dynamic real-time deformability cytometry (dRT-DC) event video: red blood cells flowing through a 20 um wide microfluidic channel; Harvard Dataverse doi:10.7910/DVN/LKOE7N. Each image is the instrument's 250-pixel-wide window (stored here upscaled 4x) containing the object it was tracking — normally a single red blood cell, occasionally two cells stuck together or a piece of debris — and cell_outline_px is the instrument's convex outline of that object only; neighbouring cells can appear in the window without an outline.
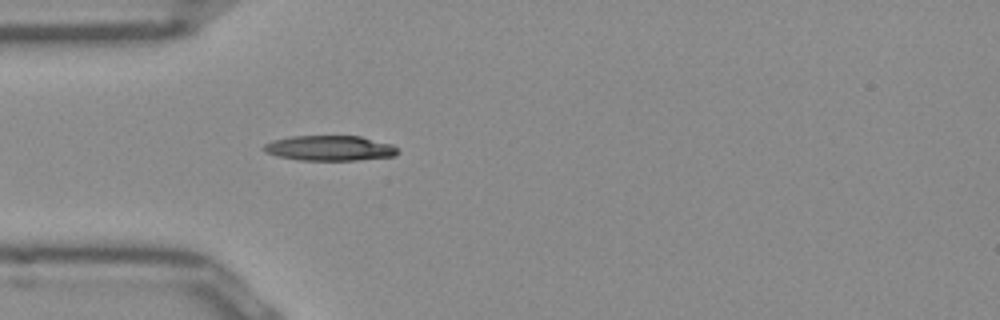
{"species": "Egyptian fruit bat (a non-hibernating species)", "species_latin": "Rousettus aegyptiacus", "temperature_condition": "room temperature", "stored_images_in_passage": 37, "camera_frame_rate_fps": 3000, "um_per_image_px": 0.085, "frame": {"image": 1, "passage_image": 1, "time_ms": 0.0, "image_size_px": [1000, 320], "cell_outline_px": [[400, 152], [396, 156], [356, 160], [300, 160], [276, 156], [264, 152], [260, 148], [264, 144], [272, 140], [292, 136], [360, 136], [392, 144], [400, 148]], "centroid_in_image_um": [28.03, 12.59], "position_along_channel_um": 57.0, "area_um2": 19.94}}
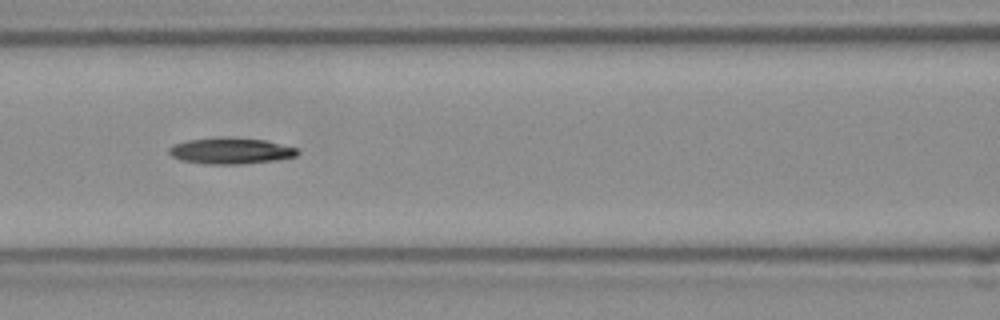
{"frame": {"image": 2, "passage_image": 8, "time_ms": 2.333, "image_size_px": [1000, 320], "cell_outline_px": [[300, 152], [296, 156], [276, 160], [240, 164], [204, 164], [180, 160], [172, 156], [168, 152], [168, 148], [172, 144], [188, 140], [216, 136], [228, 136], [264, 140], [296, 148]], "centroid_in_image_um": [19.55, 12.81], "position_along_channel_um": 147.0, "area_um2": 19.88}}
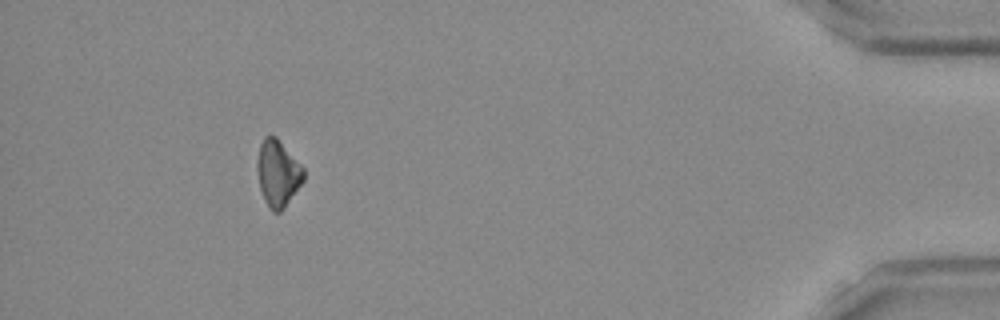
{"frame": {"image": 3, "passage_image": 33, "time_ms": 10.667, "image_size_px": [1000, 320], "cell_outline_px": [[304, 180], [284, 208], [280, 212], [272, 212], [268, 208], [264, 200], [260, 188], [256, 168], [256, 164], [260, 144], [264, 136], [276, 136], [304, 168]], "centroid_in_image_um": [23.6, 14.74], "position_along_channel_um": 411.6, "area_um2": 18.03}}